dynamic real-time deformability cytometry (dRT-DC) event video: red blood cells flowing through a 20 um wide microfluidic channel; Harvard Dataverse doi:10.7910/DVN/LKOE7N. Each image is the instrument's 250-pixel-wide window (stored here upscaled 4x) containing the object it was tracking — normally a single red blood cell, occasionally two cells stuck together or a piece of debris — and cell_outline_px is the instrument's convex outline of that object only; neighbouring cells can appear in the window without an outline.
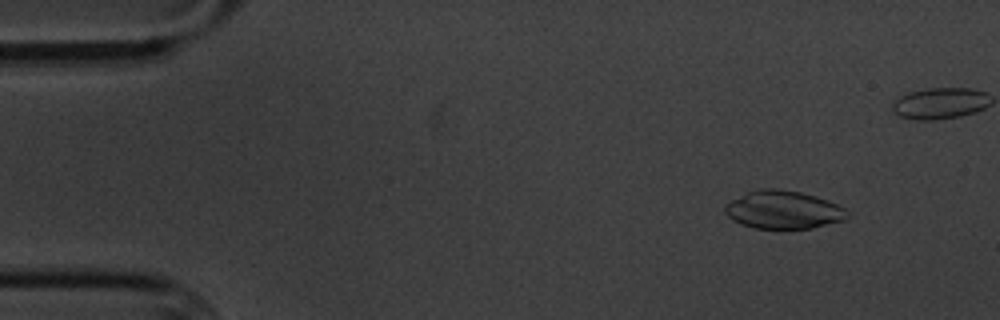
{"species": "common noctule bat (a hibernating species)", "species_latin": "Nyctalus noctula", "temperature_condition": "cold", "stored_images_in_passage": 5, "camera_frame_rate_fps": 3000, "um_per_image_px": 0.085, "animal": {"sex": "male", "body_mass_g": 20.1, "forearm_length_mm": 53.5}, "frame": {"image": 1, "passage_image": 2, "time_ms": 1.0, "image_size_px": [1000, 320], "cell_outline_px": [[848, 216], [844, 220], [812, 228], [752, 228], [732, 220], [724, 212], [724, 204], [748, 192], [760, 188], [776, 188], [800, 192], [816, 196], [828, 200], [844, 208], [848, 212]], "centroid_in_image_um": [66.57, 17.83], "position_along_channel_um": 18.4, "area_um2": 27.05}}